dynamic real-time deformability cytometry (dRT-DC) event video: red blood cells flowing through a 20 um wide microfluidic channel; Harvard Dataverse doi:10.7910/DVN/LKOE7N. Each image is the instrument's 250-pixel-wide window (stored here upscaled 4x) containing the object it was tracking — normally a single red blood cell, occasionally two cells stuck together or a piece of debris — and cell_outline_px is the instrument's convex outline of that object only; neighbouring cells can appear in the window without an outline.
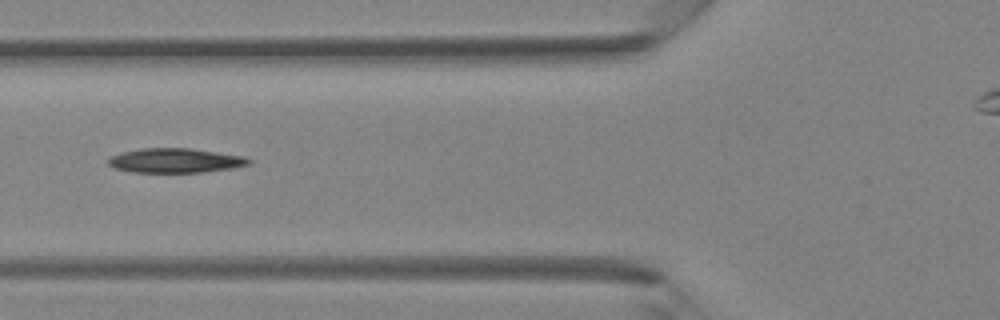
{"species": "Egyptian fruit bat (a non-hibernating species)", "species_latin": "Rousettus aegyptiacus", "temperature_condition": "room temperature", "stored_images_in_passage": 5, "camera_frame_rate_fps": 3000, "um_per_image_px": 0.085, "animal": {"sex": "female"}, "frame": {"image": 1, "passage_image": 5, "time_ms": 5.667, "image_size_px": [1000, 320], "cell_outline_px": [[252, 164], [232, 168], [200, 172], [132, 172], [112, 168], [104, 160], [112, 156], [124, 152], [140, 148], [192, 148], [244, 156], [252, 160]], "centroid_in_image_um": [14.89, 13.64], "position_along_channel_um": 110.9, "area_um2": 20.17}}